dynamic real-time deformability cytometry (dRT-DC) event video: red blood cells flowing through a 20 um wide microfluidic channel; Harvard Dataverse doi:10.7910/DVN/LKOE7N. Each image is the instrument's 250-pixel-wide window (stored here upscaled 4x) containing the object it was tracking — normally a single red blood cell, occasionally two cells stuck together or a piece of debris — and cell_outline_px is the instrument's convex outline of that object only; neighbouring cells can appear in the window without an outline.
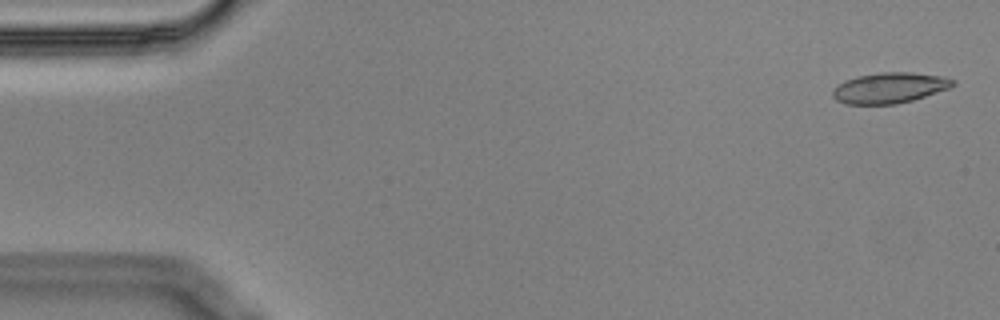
{"species": "Egyptian fruit bat (a non-hibernating species)", "species_latin": "Rousettus aegyptiacus", "temperature_condition": "cold", "stored_images_in_passage": 56, "camera_frame_rate_fps": 3000, "um_per_image_px": 0.085, "animal": {"sex": "male"}, "frame": {"image": 1, "passage_image": 2, "time_ms": 0.333, "image_size_px": [1000, 320], "cell_outline_px": [[956, 84], [948, 88], [912, 100], [896, 104], [844, 104], [836, 100], [832, 96], [832, 88], [844, 80], [856, 76], [880, 72], [912, 72], [944, 76], [956, 80]], "centroid_in_image_um": [75.58, 7.46], "position_along_channel_um": 9.4, "area_um2": 21.62}}
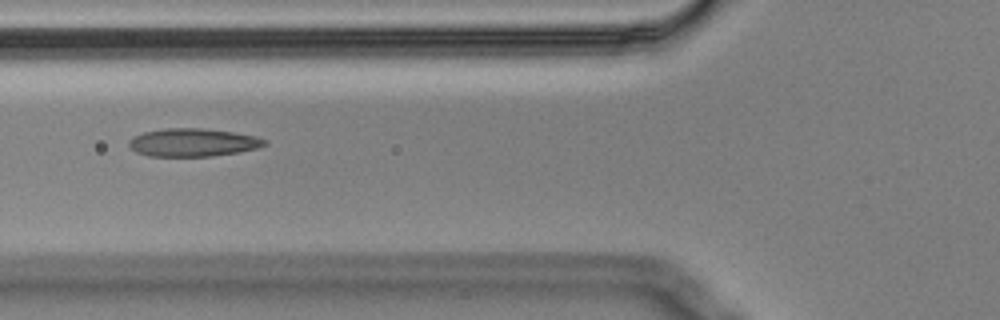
{"frame": {"image": 2, "passage_image": 21, "time_ms": 6.667, "image_size_px": [1000, 320], "cell_outline_px": [[268, 144], [256, 148], [236, 152], [212, 156], [148, 156], [136, 152], [128, 144], [128, 140], [132, 136], [144, 132], [164, 128], [200, 128], [232, 132], [256, 136], [268, 140]], "centroid_in_image_um": [16.37, 12.1], "position_along_channel_um": 109.4, "area_um2": 22.14}}
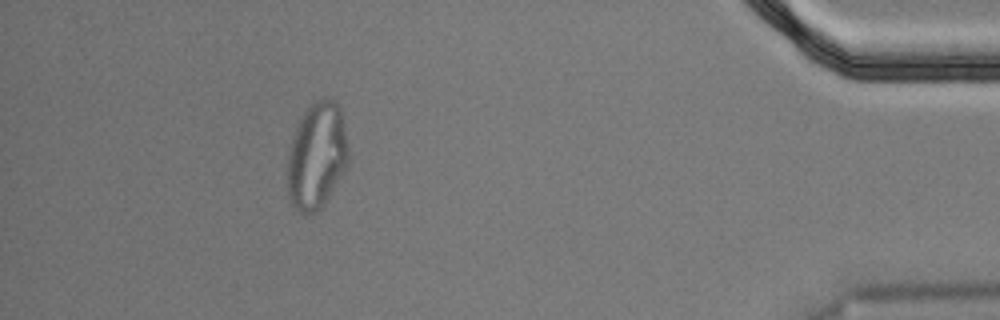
{"frame": {"image": 3, "passage_image": 51, "time_ms": 16.667, "image_size_px": [1000, 320], "cell_outline_px": [[348, 160], [344, 168], [324, 204], [316, 212], [300, 212], [288, 204], [288, 148], [292, 136], [304, 112], [316, 100], [324, 96], [332, 100], [340, 108], [344, 124], [348, 144]], "centroid_in_image_um": [26.9, 13.23], "position_along_channel_um": 408.3, "area_um2": 37.57}, "authors_computed_cell_mechanics": {"area_um2": 22.1952, "velocity_mm_per_s": 3.5339, "shape_relaxation_time_tau1_ms": null, "shape_relaxation_time_tau2_ms": 1.6209, "deformation_change_tau1": null, "deformation_change_tau2": 0.076}}